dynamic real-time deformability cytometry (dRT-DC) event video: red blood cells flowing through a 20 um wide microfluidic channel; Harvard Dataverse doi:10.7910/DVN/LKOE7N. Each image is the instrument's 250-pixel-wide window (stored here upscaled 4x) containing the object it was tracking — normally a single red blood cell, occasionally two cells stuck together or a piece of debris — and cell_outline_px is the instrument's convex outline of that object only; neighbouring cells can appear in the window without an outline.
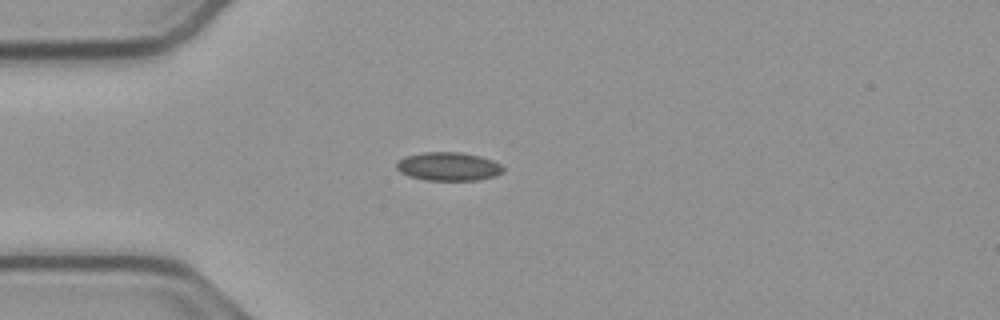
{"species": "common noctule bat (a hibernating species)", "species_latin": "Nyctalus noctula", "temperature_condition": "cold", "stored_images_in_passage": 41, "camera_frame_rate_fps": 3000, "um_per_image_px": 0.085, "animal": {"sex": "male", "body_mass_g": 23.1, "forearm_length_mm": 52.7}, "frame": {"image": 1, "passage_image": 1, "time_ms": 0.0, "image_size_px": [1000, 320], "cell_outline_px": [[504, 172], [496, 176], [476, 180], [424, 180], [408, 176], [400, 172], [396, 168], [396, 160], [404, 156], [424, 152], [460, 152], [480, 156], [492, 160], [500, 164], [504, 168]], "centroid_in_image_um": [38.09, 14.15], "position_along_channel_um": 46.9, "area_um2": 17.92}}
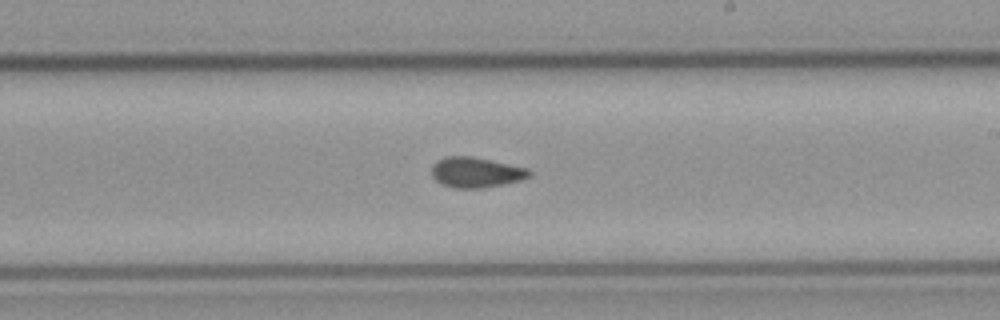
{"frame": {"image": 2, "passage_image": 18, "time_ms": 5.667, "image_size_px": [1000, 320], "cell_outline_px": [[532, 172], [528, 176], [520, 180], [480, 188], [456, 188], [440, 184], [432, 176], [432, 164], [436, 160], [444, 156], [472, 156], [528, 168]], "centroid_in_image_um": [40.4, 14.63], "position_along_channel_um": 248.6, "area_um2": 17.17}}
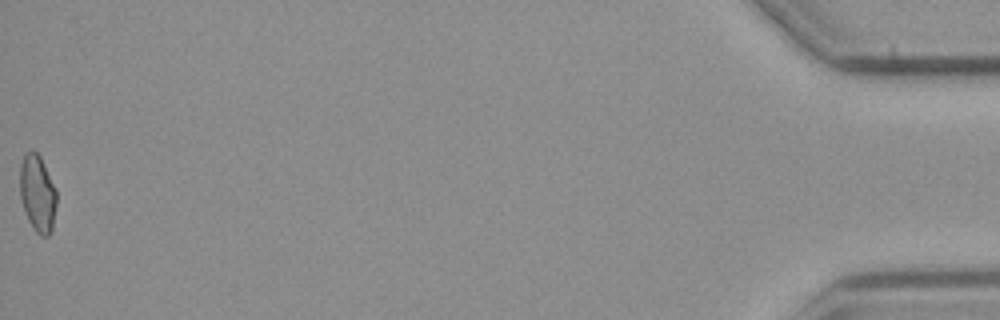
{"frame": {"image": 3, "passage_image": 41, "time_ms": 13.333, "image_size_px": [1000, 320], "cell_outline_px": [[56, 204], [52, 228], [48, 236], [40, 236], [36, 232], [28, 220], [20, 200], [20, 164], [24, 156], [32, 148], [40, 156], [56, 188]], "centroid_in_image_um": [3.18, 16.43], "position_along_channel_um": 432.0, "area_um2": 16.47}, "authors_computed_cell_mechanics": {"area_um2": 16.8776, "velocity_mm_per_s": 3.8001, "shape_relaxation_time_tau1_ms": null, "shape_relaxation_time_tau2_ms": 2.7549, "deformation_change_tau1": null, "deformation_change_tau2": 0.0709}}